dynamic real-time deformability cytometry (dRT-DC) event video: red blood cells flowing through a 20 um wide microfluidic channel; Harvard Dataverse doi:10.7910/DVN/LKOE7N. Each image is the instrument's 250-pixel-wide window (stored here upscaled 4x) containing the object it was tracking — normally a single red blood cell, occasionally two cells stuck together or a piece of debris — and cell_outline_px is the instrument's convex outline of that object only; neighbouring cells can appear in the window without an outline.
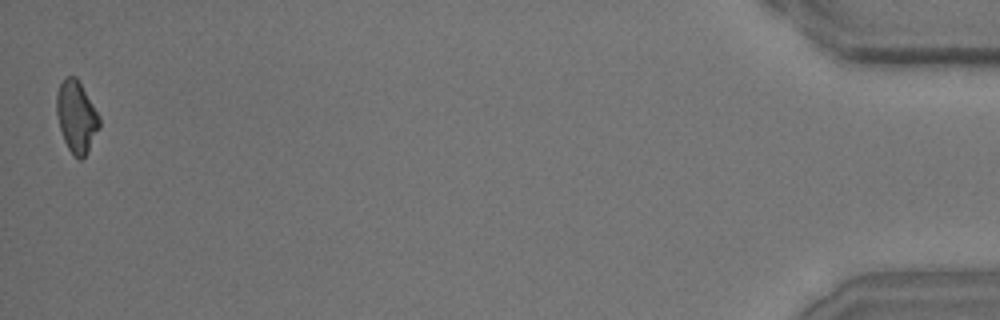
{"species": "common noctule bat (a hibernating species)", "species_latin": "Nyctalus noctula", "temperature_condition": "room temperature", "stored_images_in_passage": 38, "camera_frame_rate_fps": 3000, "um_per_image_px": 0.085, "animal": {"sex": "male", "body_mass_g": 15.6}, "frame": {"image": 1, "passage_image": 38, "time_ms": 12.333, "image_size_px": [1000, 320], "cell_outline_px": [[100, 128], [88, 152], [80, 160], [68, 148], [64, 140], [60, 128], [56, 112], [56, 96], [60, 84], [68, 76], [76, 76], [100, 116]], "centroid_in_image_um": [6.51, 9.92], "position_along_channel_um": 428.7, "area_um2": 17.74}, "authors_computed_cell_mechanics": {"area_um2": 18.785, "velocity_mm_per_s": 4.0642, "shape_relaxation_time_tau1_ms": 4.1809, "shape_relaxation_time_tau2_ms": 2.3662, "deformation_change_tau1": 0.1431, "deformation_change_tau2": 0.1}}